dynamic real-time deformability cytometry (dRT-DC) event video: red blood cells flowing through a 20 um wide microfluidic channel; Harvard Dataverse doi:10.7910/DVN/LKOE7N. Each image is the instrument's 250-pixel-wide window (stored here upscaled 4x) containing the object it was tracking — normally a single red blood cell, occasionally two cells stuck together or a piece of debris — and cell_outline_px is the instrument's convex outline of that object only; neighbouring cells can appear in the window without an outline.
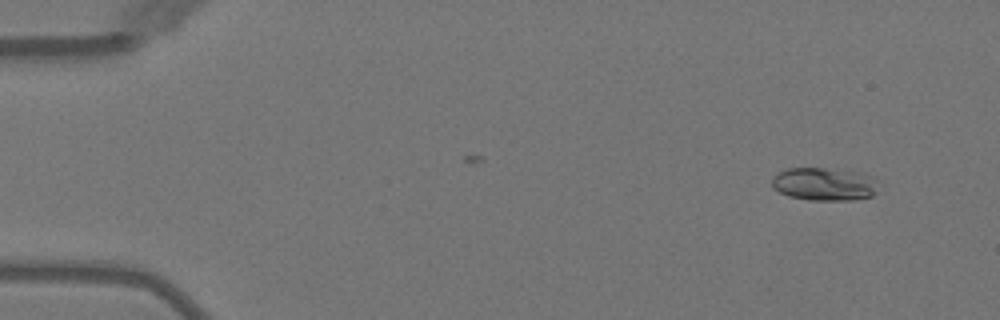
{"species": "Egyptian fruit bat (a non-hibernating species)", "species_latin": "Rousettus aegyptiacus", "temperature_condition": "warm", "stored_images_in_passage": 5, "camera_frame_rate_fps": 3000, "um_per_image_px": 0.085, "animal": {"sex": "female"}, "frame": {"image": 1, "passage_image": 1, "time_ms": 0.0, "image_size_px": [1000, 320], "cell_outline_px": [[876, 192], [872, 196], [852, 200], [808, 200], [788, 196], [772, 188], [772, 176], [788, 168], [824, 168], [864, 172], [872, 176], [876, 180]], "centroid_in_image_um": [70.06, 15.64], "position_along_channel_um": 14.9, "area_um2": 20.69}}